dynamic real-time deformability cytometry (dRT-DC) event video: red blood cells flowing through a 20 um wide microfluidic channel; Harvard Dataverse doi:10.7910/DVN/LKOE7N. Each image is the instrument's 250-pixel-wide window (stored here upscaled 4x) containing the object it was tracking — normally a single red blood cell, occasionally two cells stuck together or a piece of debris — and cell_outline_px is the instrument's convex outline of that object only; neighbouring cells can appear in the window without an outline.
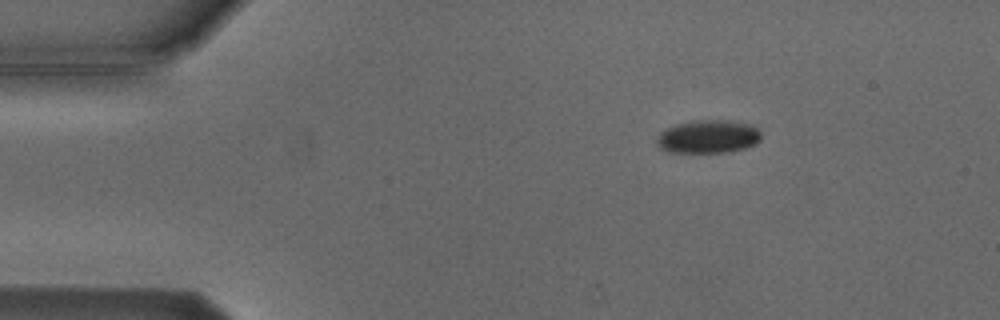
{"species": "Egyptian fruit bat (a non-hibernating species)", "species_latin": "Rousettus aegyptiacus", "temperature_condition": "cold", "stored_images_in_passage": 3, "camera_frame_rate_fps": 3000, "um_per_image_px": 0.085, "animal": {"sex": "male"}, "frame": {"image": 1, "passage_image": 1, "time_ms": 0.0, "image_size_px": [1000, 320], "cell_outline_px": [[760, 140], [756, 144], [744, 148], [728, 152], [668, 152], [660, 148], [656, 144], [656, 140], [660, 132], [676, 124], [692, 120], [728, 120], [748, 124], [756, 128], [760, 132]], "centroid_in_image_um": [60.17, 11.61], "position_along_channel_um": 24.8, "area_um2": 20.17}}